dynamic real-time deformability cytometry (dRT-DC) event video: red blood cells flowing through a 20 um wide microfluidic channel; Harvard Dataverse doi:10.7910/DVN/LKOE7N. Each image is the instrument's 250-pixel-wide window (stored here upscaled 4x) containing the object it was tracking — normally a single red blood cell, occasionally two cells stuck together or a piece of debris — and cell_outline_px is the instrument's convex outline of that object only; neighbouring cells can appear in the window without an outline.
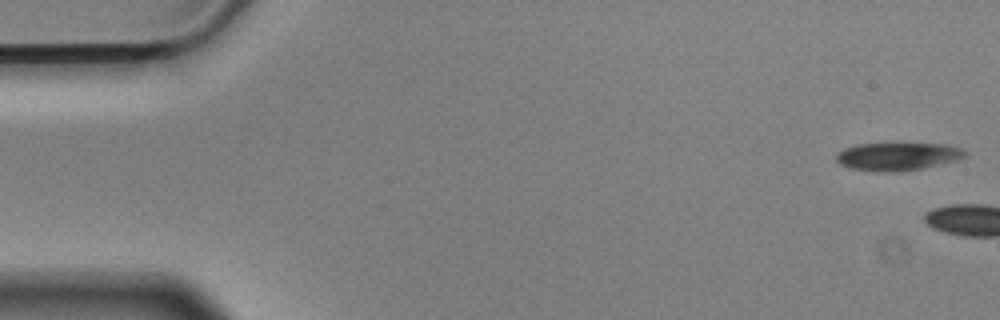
{"species": "Egyptian fruit bat (a non-hibernating species)", "species_latin": "Rousettus aegyptiacus", "temperature_condition": "cold", "stored_images_in_passage": 4, "camera_frame_rate_fps": 3000, "um_per_image_px": 0.085, "animal": {"sex": "male"}, "frame": {"image": 1, "passage_image": 1, "time_ms": 0.0, "image_size_px": [1000, 320], "cell_outline_px": [[964, 156], [956, 160], [924, 168], [896, 172], [876, 172], [848, 168], [840, 164], [836, 160], [836, 152], [844, 148], [860, 144], [948, 144], [960, 148], [964, 152]], "centroid_in_image_um": [76.23, 13.31], "position_along_channel_um": 8.8, "area_um2": 20.87}}